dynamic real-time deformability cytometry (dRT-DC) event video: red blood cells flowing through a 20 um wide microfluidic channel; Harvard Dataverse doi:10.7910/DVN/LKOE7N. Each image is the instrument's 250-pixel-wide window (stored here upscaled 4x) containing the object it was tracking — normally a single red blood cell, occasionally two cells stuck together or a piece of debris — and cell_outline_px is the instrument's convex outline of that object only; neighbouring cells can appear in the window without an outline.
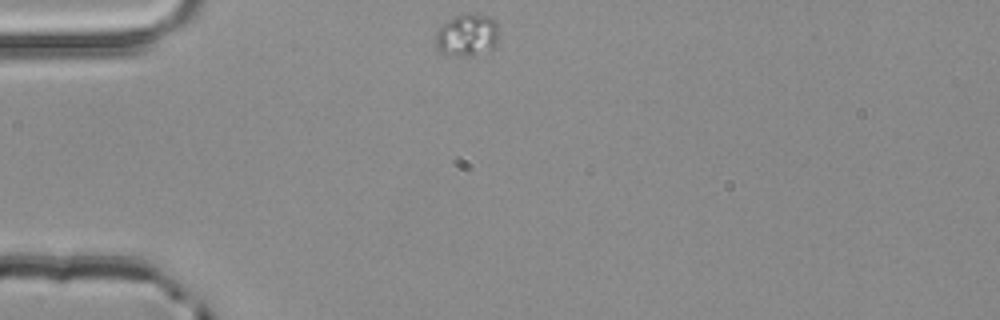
{"species": "common noctule bat (a hibernating species)", "species_latin": "Nyctalus noctula", "temperature_condition": "room temperature", "stored_images_in_passage": 2, "camera_frame_rate_fps": 3000, "um_per_image_px": 0.085, "animal": {"sex": "male", "body_mass_g": 20.4}, "frame": {"image": 1, "passage_image": 1, "time_ms": 0.0, "image_size_px": [1000, 320], "cell_outline_px": [[500, 36], [492, 48], [472, 56], [460, 56], [440, 52], [436, 48], [436, 32], [448, 20], [456, 16], [468, 12], [488, 16], [496, 20], [500, 28]], "centroid_in_image_um": [39.75, 2.96], "position_along_channel_um": 45.2, "area_um2": 15.78}}